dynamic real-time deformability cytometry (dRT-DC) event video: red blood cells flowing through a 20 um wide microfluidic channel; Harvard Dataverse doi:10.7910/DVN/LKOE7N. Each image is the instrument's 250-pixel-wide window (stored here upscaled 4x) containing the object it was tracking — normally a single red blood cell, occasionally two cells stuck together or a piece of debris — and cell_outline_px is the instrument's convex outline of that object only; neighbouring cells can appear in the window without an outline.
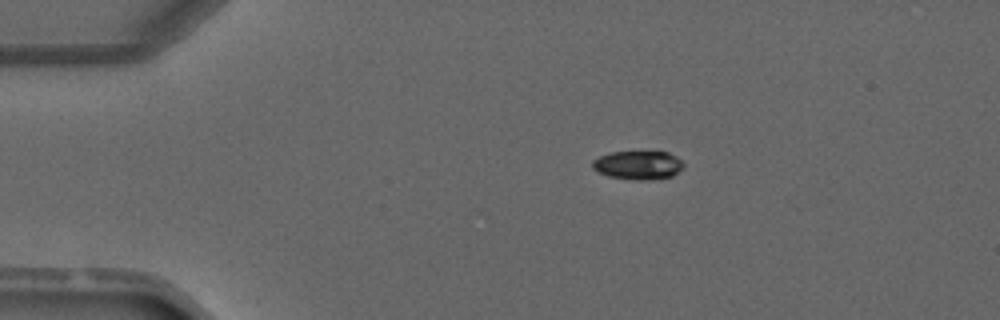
{"species": "common noctule bat (a hibernating species)", "species_latin": "Nyctalus noctula", "temperature_condition": "warm", "stored_images_in_passage": 4, "segment_of_instrument_passage": [2, 2], "camera_frame_rate_fps": 3000, "um_per_image_px": 0.085, "animal": {"sex": "male", "forearm_length_mm": 52.5}, "frame": {"image": 1, "passage_image": 4, "time_ms": 3.333, "image_size_px": [1000, 320], "cell_outline_px": [[684, 164], [672, 176], [648, 180], [636, 180], [608, 176], [592, 168], [592, 160], [600, 156], [612, 152], [668, 152], [676, 156]], "centroid_in_image_um": [54.21, 14.03], "position_along_channel_um": 30.8, "area_um2": 14.97}}